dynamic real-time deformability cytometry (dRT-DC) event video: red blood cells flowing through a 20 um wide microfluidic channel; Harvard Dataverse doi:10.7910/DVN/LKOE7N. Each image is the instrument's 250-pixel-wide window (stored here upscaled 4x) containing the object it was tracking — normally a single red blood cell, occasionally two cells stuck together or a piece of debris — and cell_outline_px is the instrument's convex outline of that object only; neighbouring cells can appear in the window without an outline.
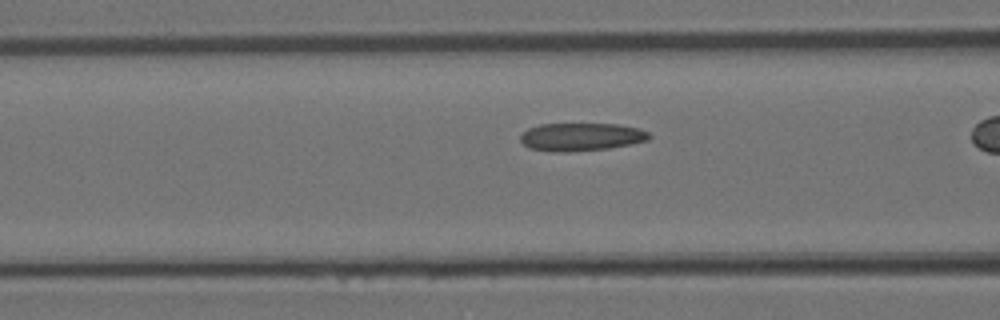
{"species": "Egyptian fruit bat (a non-hibernating species)", "species_latin": "Rousettus aegyptiacus", "temperature_condition": "room temperature", "stored_images_in_passage": 25, "camera_frame_rate_fps": 3000, "um_per_image_px": 0.085, "animal": {"sex": "female"}, "frame": {"image": 1, "passage_image": 11, "time_ms": 3.333, "image_size_px": [1000, 320], "cell_outline_px": [[652, 136], [648, 140], [608, 148], [568, 152], [552, 152], [528, 148], [520, 140], [520, 136], [528, 128], [540, 124], [620, 124], [640, 128], [648, 132]], "centroid_in_image_um": [49.39, 11.63], "position_along_channel_um": 117.2, "area_um2": 21.04}}
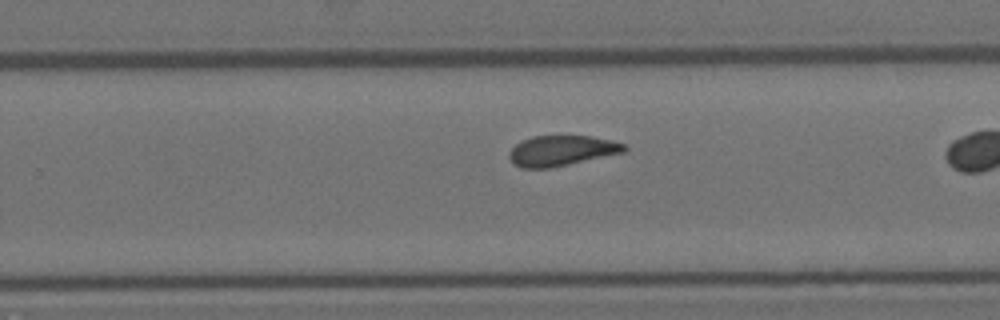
{"frame": {"image": 2, "passage_image": 22, "time_ms": 7.0, "image_size_px": [1000, 320], "cell_outline_px": [[628, 148], [624, 152], [552, 168], [520, 168], [512, 164], [508, 156], [508, 152], [520, 140], [532, 136], [592, 136], [612, 140], [624, 144]], "centroid_in_image_um": [47.69, 12.81], "position_along_channel_um": 282.1, "area_um2": 20.58}}